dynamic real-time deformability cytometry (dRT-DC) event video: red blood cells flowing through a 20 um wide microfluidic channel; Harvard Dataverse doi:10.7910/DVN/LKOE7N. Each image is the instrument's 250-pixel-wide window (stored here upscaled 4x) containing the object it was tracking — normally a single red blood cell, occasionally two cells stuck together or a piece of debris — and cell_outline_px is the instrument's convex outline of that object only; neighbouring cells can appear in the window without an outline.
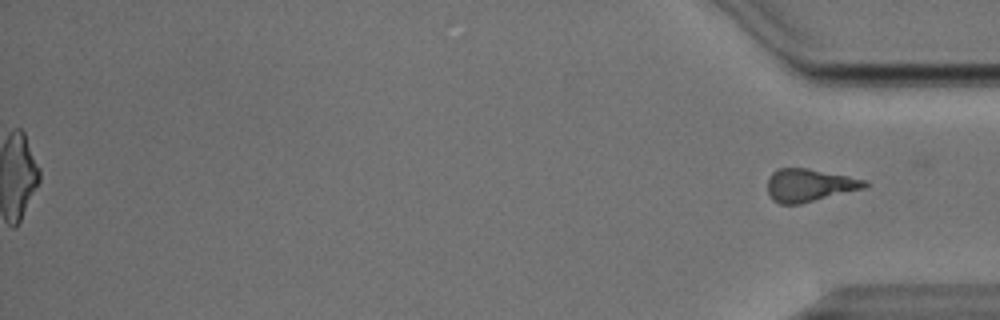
{"species": "Egyptian fruit bat (a non-hibernating species)", "species_latin": "Rousettus aegyptiacus", "temperature_condition": "cold", "stored_images_in_passage": 41, "segment_of_instrument_passage": [2, 2], "camera_frame_rate_fps": 3000, "um_per_image_px": 0.085, "animal": {"sex": "male"}, "frame": {"image": 1, "passage_image": 41, "time_ms": 13.333, "image_size_px": [1000, 320], "cell_outline_px": [[868, 184], [864, 188], [800, 204], [780, 204], [772, 200], [768, 192], [768, 180], [772, 172], [776, 168], [804, 168], [848, 176], [868, 180]], "centroid_in_image_um": [68.77, 15.74], "position_along_channel_um": 366.4, "area_um2": 18.44}}